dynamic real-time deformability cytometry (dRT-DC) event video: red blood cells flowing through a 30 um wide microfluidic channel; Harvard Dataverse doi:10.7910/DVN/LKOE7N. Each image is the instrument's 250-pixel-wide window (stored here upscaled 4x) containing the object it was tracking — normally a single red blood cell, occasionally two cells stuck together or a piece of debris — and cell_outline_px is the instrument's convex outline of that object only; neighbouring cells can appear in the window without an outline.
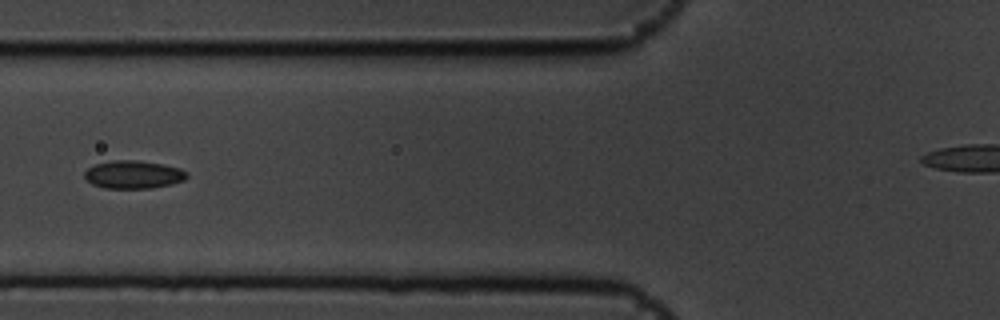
{"species": "common noctule bat (a hibernating species)", "species_latin": "Nyctalus noctula", "temperature_condition": "cold", "stored_images_in_passage": 9, "camera_frame_rate_fps": 3000, "um_per_image_px": 0.085, "animal": {"sex": "male", "body_mass_g": 19.5, "forearm_length_mm": 54.6}, "frame": {"image": 1, "passage_image": 6, "time_ms": 1.667, "image_size_px": [1000, 320], "cell_outline_px": [[188, 176], [184, 180], [172, 184], [152, 188], [104, 188], [92, 184], [84, 176], [84, 172], [88, 168], [96, 164], [116, 160], [136, 160], [164, 164], [180, 168], [188, 172]], "centroid_in_image_um": [11.37, 14.84], "position_along_channel_um": 114.4, "area_um2": 16.7}}
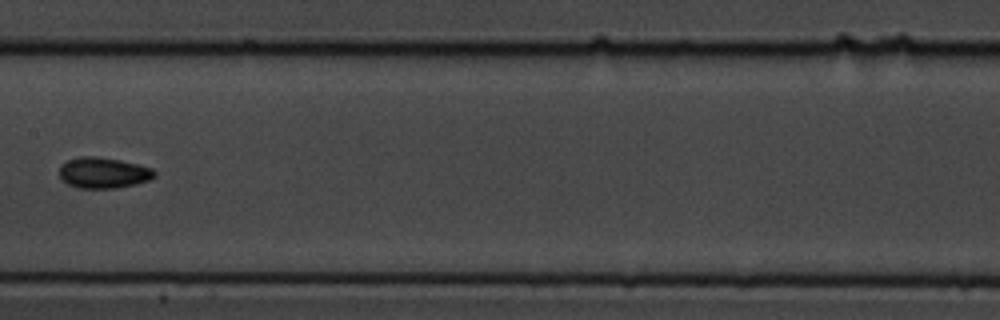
{"frame": {"image": 2, "passage_image": 8, "time_ms": 2.333, "image_size_px": [1000, 320], "cell_outline_px": [[156, 176], [148, 180], [136, 184], [116, 188], [76, 188], [68, 184], [60, 176], [60, 168], [68, 160], [80, 156], [96, 156], [120, 160], [152, 168], [156, 172]], "centroid_in_image_um": [8.81, 14.69], "position_along_channel_um": 198.6, "area_um2": 16.99}}
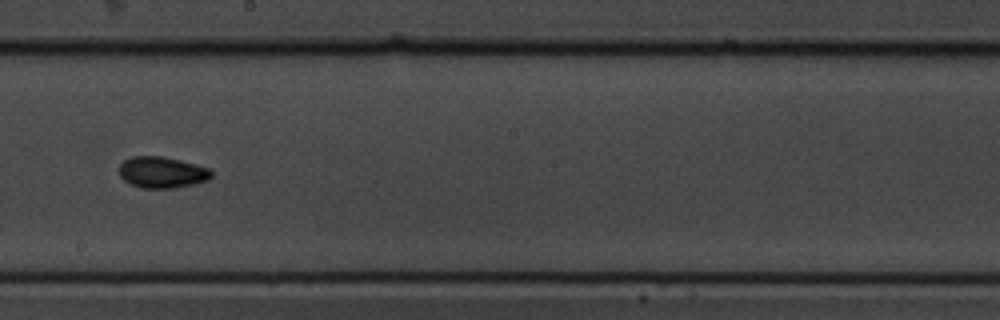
{"frame": {"image": 3, "passage_image": 9, "time_ms": 2.667, "image_size_px": [1000, 320], "cell_outline_px": [[212, 176], [208, 180], [192, 184], [172, 188], [140, 188], [124, 180], [120, 176], [120, 164], [124, 160], [132, 156], [160, 156], [180, 160], [196, 164], [208, 168], [212, 172]], "centroid_in_image_um": [13.76, 14.64], "position_along_channel_um": 234.4, "area_um2": 16.7}}